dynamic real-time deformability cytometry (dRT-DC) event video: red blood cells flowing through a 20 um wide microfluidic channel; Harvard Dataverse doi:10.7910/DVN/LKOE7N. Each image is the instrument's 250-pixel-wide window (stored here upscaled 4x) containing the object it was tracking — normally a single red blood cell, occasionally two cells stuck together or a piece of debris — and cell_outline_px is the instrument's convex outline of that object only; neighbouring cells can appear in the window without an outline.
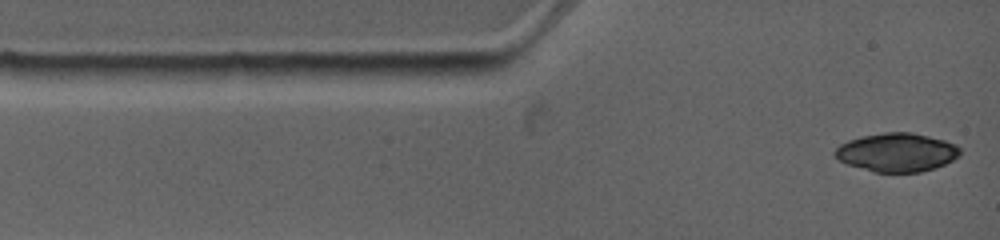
{"species": "common noctule bat (a hibernating species)", "species_latin": "Nyctalus noctula", "temperature_condition": "warm", "stored_images_in_passage": 2, "camera_frame_rate_fps": 4500, "um_per_image_px": 0.085, "animal": {"sex": "female", "body_mass_g": 19.0, "forearm_length_mm": 53.3}, "frame": {"image": 1, "passage_image": 1, "time_ms": 0.0, "image_size_px": [1000, 240], "cell_outline_px": [[960, 156], [944, 164], [920, 172], [876, 172], [848, 164], [840, 160], [832, 152], [840, 144], [848, 140], [860, 136], [884, 132], [912, 132], [944, 140], [956, 144], [960, 148]], "centroid_in_image_um": [76.23, 12.93], "position_along_channel_um": 8.8, "area_um2": 28.03}}